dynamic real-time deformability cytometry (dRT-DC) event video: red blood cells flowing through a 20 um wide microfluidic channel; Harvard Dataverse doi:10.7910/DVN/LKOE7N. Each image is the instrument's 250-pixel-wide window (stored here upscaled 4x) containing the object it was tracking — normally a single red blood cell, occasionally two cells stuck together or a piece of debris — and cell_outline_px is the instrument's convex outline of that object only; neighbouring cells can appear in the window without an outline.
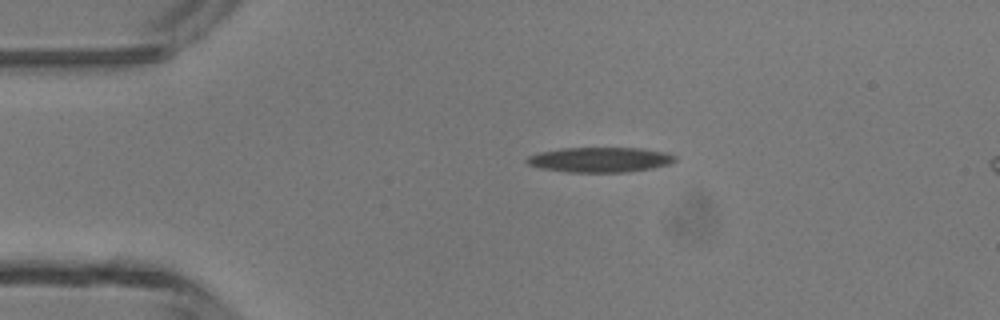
{"species": "common noctule bat (a hibernating species)", "species_latin": "Nyctalus noctula", "temperature_condition": "room temperature", "stored_images_in_passage": 2, "camera_frame_rate_fps": 3000, "um_per_image_px": 0.085, "animal": {"sex": "male", "body_mass_g": 13.3}, "frame": {"image": 1, "passage_image": 1, "time_ms": 0.0, "image_size_px": [1000, 320], "cell_outline_px": [[676, 160], [668, 164], [628, 172], [568, 172], [540, 168], [528, 164], [524, 160], [528, 156], [540, 152], [560, 148], [640, 148], [668, 152], [676, 156]], "centroid_in_image_um": [50.98, 13.57], "position_along_channel_um": 34.0, "area_um2": 21.56}}